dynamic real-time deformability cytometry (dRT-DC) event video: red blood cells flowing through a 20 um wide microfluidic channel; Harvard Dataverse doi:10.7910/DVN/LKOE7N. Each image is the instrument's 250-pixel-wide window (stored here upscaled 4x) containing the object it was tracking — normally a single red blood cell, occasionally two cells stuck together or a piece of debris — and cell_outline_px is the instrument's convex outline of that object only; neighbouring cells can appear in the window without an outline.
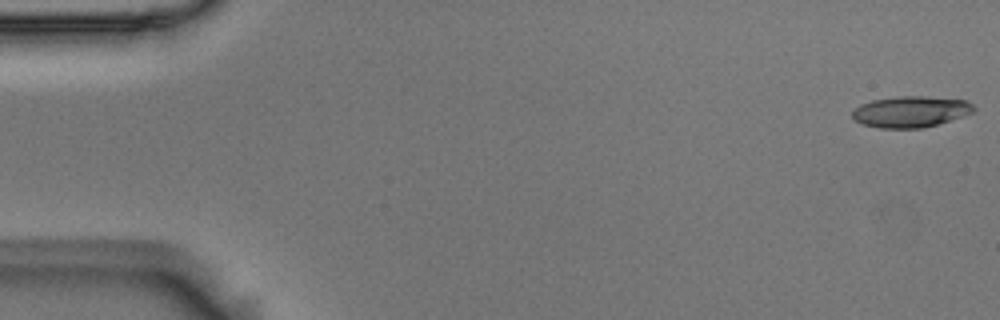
{"species": "Egyptian fruit bat (a non-hibernating species)", "species_latin": "Rousettus aegyptiacus", "temperature_condition": "room temperature", "stored_images_in_passage": 55, "camera_frame_rate_fps": 3000, "um_per_image_px": 0.085, "animal": {"sex": "male"}, "frame": {"image": 1, "passage_image": 1, "time_ms": 0.0, "image_size_px": [1000, 320], "cell_outline_px": [[976, 108], [972, 112], [924, 128], [880, 128], [860, 124], [852, 120], [852, 112], [860, 104], [872, 100], [900, 96], [924, 96], [968, 100]], "centroid_in_image_um": [77.35, 9.49], "position_along_channel_um": 7.6, "area_um2": 22.02}}
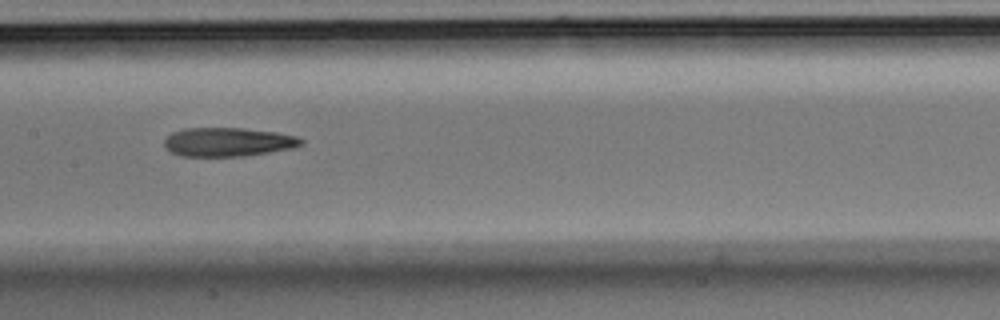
{"frame": {"image": 2, "passage_image": 27, "time_ms": 8.667, "image_size_px": [1000, 320], "cell_outline_px": [[304, 144], [292, 148], [244, 156], [180, 156], [172, 152], [164, 144], [164, 140], [172, 132], [184, 128], [240, 128], [276, 132], [296, 136], [304, 140]], "centroid_in_image_um": [19.39, 12.06], "position_along_channel_um": 188.0, "area_um2": 22.89}}
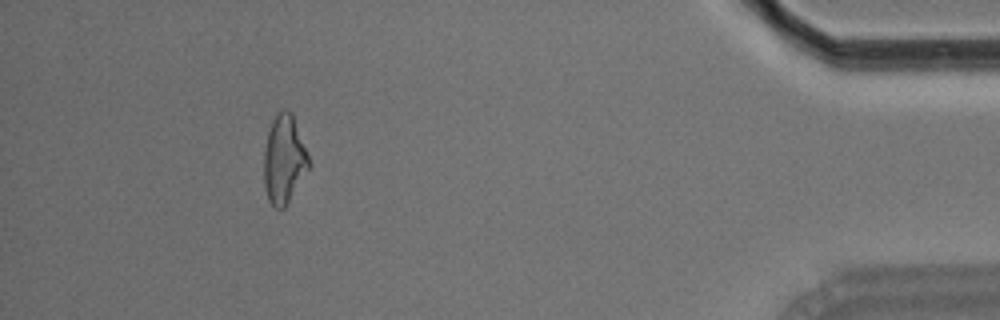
{"frame": {"image": 3, "passage_image": 50, "time_ms": 16.333, "image_size_px": [1000, 320], "cell_outline_px": [[308, 168], [284, 208], [276, 208], [268, 200], [264, 184], [264, 152], [268, 132], [272, 120], [276, 112], [284, 108], [288, 108], [292, 112], [308, 156]], "centroid_in_image_um": [24.11, 13.49], "position_along_channel_um": 411.1, "area_um2": 22.72}, "authors_computed_cell_mechanics": {"area_um2": 22.9466, "velocity_mm_per_s": 3.6733, "shape_relaxation_time_tau1_ms": 4.1621, "shape_relaxation_time_tau2_ms": 10.6482, "deformation_change_tau1": 0.156, "deformation_change_tau2": 0.2631}}